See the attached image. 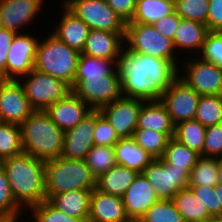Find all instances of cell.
Instances as JSON below:
<instances>
[{
  "label": "cell",
  "instance_id": "obj_51",
  "mask_svg": "<svg viewBox=\"0 0 222 222\" xmlns=\"http://www.w3.org/2000/svg\"><path fill=\"white\" fill-rule=\"evenodd\" d=\"M218 185H222V156L217 157Z\"/></svg>",
  "mask_w": 222,
  "mask_h": 222
},
{
  "label": "cell",
  "instance_id": "obj_45",
  "mask_svg": "<svg viewBox=\"0 0 222 222\" xmlns=\"http://www.w3.org/2000/svg\"><path fill=\"white\" fill-rule=\"evenodd\" d=\"M200 201L206 205L209 214L214 219H221V207L217 206V197L214 188L207 186H188Z\"/></svg>",
  "mask_w": 222,
  "mask_h": 222
},
{
  "label": "cell",
  "instance_id": "obj_20",
  "mask_svg": "<svg viewBox=\"0 0 222 222\" xmlns=\"http://www.w3.org/2000/svg\"><path fill=\"white\" fill-rule=\"evenodd\" d=\"M88 222H131L122 197L94 188L90 195Z\"/></svg>",
  "mask_w": 222,
  "mask_h": 222
},
{
  "label": "cell",
  "instance_id": "obj_52",
  "mask_svg": "<svg viewBox=\"0 0 222 222\" xmlns=\"http://www.w3.org/2000/svg\"><path fill=\"white\" fill-rule=\"evenodd\" d=\"M0 222H16L10 219H0Z\"/></svg>",
  "mask_w": 222,
  "mask_h": 222
},
{
  "label": "cell",
  "instance_id": "obj_34",
  "mask_svg": "<svg viewBox=\"0 0 222 222\" xmlns=\"http://www.w3.org/2000/svg\"><path fill=\"white\" fill-rule=\"evenodd\" d=\"M200 157L195 151L180 143L174 137L170 138L162 159L177 168H185L189 173Z\"/></svg>",
  "mask_w": 222,
  "mask_h": 222
},
{
  "label": "cell",
  "instance_id": "obj_26",
  "mask_svg": "<svg viewBox=\"0 0 222 222\" xmlns=\"http://www.w3.org/2000/svg\"><path fill=\"white\" fill-rule=\"evenodd\" d=\"M172 201L184 222H209L214 220L206 205L196 197L190 187L179 190Z\"/></svg>",
  "mask_w": 222,
  "mask_h": 222
},
{
  "label": "cell",
  "instance_id": "obj_4",
  "mask_svg": "<svg viewBox=\"0 0 222 222\" xmlns=\"http://www.w3.org/2000/svg\"><path fill=\"white\" fill-rule=\"evenodd\" d=\"M44 165L46 200L67 191L96 188V178L85 160H69L59 156L44 161Z\"/></svg>",
  "mask_w": 222,
  "mask_h": 222
},
{
  "label": "cell",
  "instance_id": "obj_7",
  "mask_svg": "<svg viewBox=\"0 0 222 222\" xmlns=\"http://www.w3.org/2000/svg\"><path fill=\"white\" fill-rule=\"evenodd\" d=\"M19 82L24 88L30 106L35 111H45L72 91L61 79L35 69L21 77Z\"/></svg>",
  "mask_w": 222,
  "mask_h": 222
},
{
  "label": "cell",
  "instance_id": "obj_21",
  "mask_svg": "<svg viewBox=\"0 0 222 222\" xmlns=\"http://www.w3.org/2000/svg\"><path fill=\"white\" fill-rule=\"evenodd\" d=\"M124 37L125 32L90 29L81 53L102 59L119 60L125 48Z\"/></svg>",
  "mask_w": 222,
  "mask_h": 222
},
{
  "label": "cell",
  "instance_id": "obj_8",
  "mask_svg": "<svg viewBox=\"0 0 222 222\" xmlns=\"http://www.w3.org/2000/svg\"><path fill=\"white\" fill-rule=\"evenodd\" d=\"M62 4L90 29L125 32L126 23L105 0H63Z\"/></svg>",
  "mask_w": 222,
  "mask_h": 222
},
{
  "label": "cell",
  "instance_id": "obj_11",
  "mask_svg": "<svg viewBox=\"0 0 222 222\" xmlns=\"http://www.w3.org/2000/svg\"><path fill=\"white\" fill-rule=\"evenodd\" d=\"M72 91L94 110L123 96L119 69L103 78H85Z\"/></svg>",
  "mask_w": 222,
  "mask_h": 222
},
{
  "label": "cell",
  "instance_id": "obj_1",
  "mask_svg": "<svg viewBox=\"0 0 222 222\" xmlns=\"http://www.w3.org/2000/svg\"><path fill=\"white\" fill-rule=\"evenodd\" d=\"M179 68L170 60L123 49L118 62L123 96L160 100L161 94L178 78Z\"/></svg>",
  "mask_w": 222,
  "mask_h": 222
},
{
  "label": "cell",
  "instance_id": "obj_5",
  "mask_svg": "<svg viewBox=\"0 0 222 222\" xmlns=\"http://www.w3.org/2000/svg\"><path fill=\"white\" fill-rule=\"evenodd\" d=\"M80 52L50 33L38 41L34 69L61 79L73 89Z\"/></svg>",
  "mask_w": 222,
  "mask_h": 222
},
{
  "label": "cell",
  "instance_id": "obj_46",
  "mask_svg": "<svg viewBox=\"0 0 222 222\" xmlns=\"http://www.w3.org/2000/svg\"><path fill=\"white\" fill-rule=\"evenodd\" d=\"M181 19L182 18L174 11L170 15L159 19L153 26L160 34L173 41Z\"/></svg>",
  "mask_w": 222,
  "mask_h": 222
},
{
  "label": "cell",
  "instance_id": "obj_14",
  "mask_svg": "<svg viewBox=\"0 0 222 222\" xmlns=\"http://www.w3.org/2000/svg\"><path fill=\"white\" fill-rule=\"evenodd\" d=\"M35 110L19 80L0 79V121L21 125Z\"/></svg>",
  "mask_w": 222,
  "mask_h": 222
},
{
  "label": "cell",
  "instance_id": "obj_37",
  "mask_svg": "<svg viewBox=\"0 0 222 222\" xmlns=\"http://www.w3.org/2000/svg\"><path fill=\"white\" fill-rule=\"evenodd\" d=\"M23 152L21 127L12 123H0V162Z\"/></svg>",
  "mask_w": 222,
  "mask_h": 222
},
{
  "label": "cell",
  "instance_id": "obj_16",
  "mask_svg": "<svg viewBox=\"0 0 222 222\" xmlns=\"http://www.w3.org/2000/svg\"><path fill=\"white\" fill-rule=\"evenodd\" d=\"M96 110H92L75 127L64 132L61 157L69 160H85L87 153L94 146Z\"/></svg>",
  "mask_w": 222,
  "mask_h": 222
},
{
  "label": "cell",
  "instance_id": "obj_33",
  "mask_svg": "<svg viewBox=\"0 0 222 222\" xmlns=\"http://www.w3.org/2000/svg\"><path fill=\"white\" fill-rule=\"evenodd\" d=\"M216 185H218L217 158L200 156L189 173L188 186L214 188Z\"/></svg>",
  "mask_w": 222,
  "mask_h": 222
},
{
  "label": "cell",
  "instance_id": "obj_18",
  "mask_svg": "<svg viewBox=\"0 0 222 222\" xmlns=\"http://www.w3.org/2000/svg\"><path fill=\"white\" fill-rule=\"evenodd\" d=\"M127 217L138 222L147 210L159 199L154 187L143 173H138L133 183L122 196Z\"/></svg>",
  "mask_w": 222,
  "mask_h": 222
},
{
  "label": "cell",
  "instance_id": "obj_22",
  "mask_svg": "<svg viewBox=\"0 0 222 222\" xmlns=\"http://www.w3.org/2000/svg\"><path fill=\"white\" fill-rule=\"evenodd\" d=\"M62 9L64 10L62 11V18L59 19L60 22H58V25L52 30V34L70 48L81 53L85 46L90 28L83 20L70 12L63 4Z\"/></svg>",
  "mask_w": 222,
  "mask_h": 222
},
{
  "label": "cell",
  "instance_id": "obj_32",
  "mask_svg": "<svg viewBox=\"0 0 222 222\" xmlns=\"http://www.w3.org/2000/svg\"><path fill=\"white\" fill-rule=\"evenodd\" d=\"M174 135L175 133H160L147 129H136L132 138L139 147L155 159L163 157L167 143Z\"/></svg>",
  "mask_w": 222,
  "mask_h": 222
},
{
  "label": "cell",
  "instance_id": "obj_31",
  "mask_svg": "<svg viewBox=\"0 0 222 222\" xmlns=\"http://www.w3.org/2000/svg\"><path fill=\"white\" fill-rule=\"evenodd\" d=\"M205 134L206 128L194 119L178 123L175 126L174 138L200 156H203Z\"/></svg>",
  "mask_w": 222,
  "mask_h": 222
},
{
  "label": "cell",
  "instance_id": "obj_50",
  "mask_svg": "<svg viewBox=\"0 0 222 222\" xmlns=\"http://www.w3.org/2000/svg\"><path fill=\"white\" fill-rule=\"evenodd\" d=\"M214 192L217 197V206L221 207V219H222V185H216L214 187Z\"/></svg>",
  "mask_w": 222,
  "mask_h": 222
},
{
  "label": "cell",
  "instance_id": "obj_10",
  "mask_svg": "<svg viewBox=\"0 0 222 222\" xmlns=\"http://www.w3.org/2000/svg\"><path fill=\"white\" fill-rule=\"evenodd\" d=\"M142 173L154 187L159 200H172L179 190L188 187L189 172L167 164L162 158L153 159Z\"/></svg>",
  "mask_w": 222,
  "mask_h": 222
},
{
  "label": "cell",
  "instance_id": "obj_12",
  "mask_svg": "<svg viewBox=\"0 0 222 222\" xmlns=\"http://www.w3.org/2000/svg\"><path fill=\"white\" fill-rule=\"evenodd\" d=\"M24 33L15 35L9 48L6 69L0 74V79L19 80L34 69L39 39Z\"/></svg>",
  "mask_w": 222,
  "mask_h": 222
},
{
  "label": "cell",
  "instance_id": "obj_24",
  "mask_svg": "<svg viewBox=\"0 0 222 222\" xmlns=\"http://www.w3.org/2000/svg\"><path fill=\"white\" fill-rule=\"evenodd\" d=\"M208 31L207 26L202 23L181 19L172 41L175 51H185L186 55L187 53L191 55L193 51L196 53L197 50L200 54Z\"/></svg>",
  "mask_w": 222,
  "mask_h": 222
},
{
  "label": "cell",
  "instance_id": "obj_15",
  "mask_svg": "<svg viewBox=\"0 0 222 222\" xmlns=\"http://www.w3.org/2000/svg\"><path fill=\"white\" fill-rule=\"evenodd\" d=\"M145 100L122 96L100 109L110 122L119 138L133 136L138 123V116Z\"/></svg>",
  "mask_w": 222,
  "mask_h": 222
},
{
  "label": "cell",
  "instance_id": "obj_48",
  "mask_svg": "<svg viewBox=\"0 0 222 222\" xmlns=\"http://www.w3.org/2000/svg\"><path fill=\"white\" fill-rule=\"evenodd\" d=\"M206 26L209 31H222V0H209Z\"/></svg>",
  "mask_w": 222,
  "mask_h": 222
},
{
  "label": "cell",
  "instance_id": "obj_3",
  "mask_svg": "<svg viewBox=\"0 0 222 222\" xmlns=\"http://www.w3.org/2000/svg\"><path fill=\"white\" fill-rule=\"evenodd\" d=\"M20 127L24 152L43 161L61 155L64 132L45 111H34Z\"/></svg>",
  "mask_w": 222,
  "mask_h": 222
},
{
  "label": "cell",
  "instance_id": "obj_2",
  "mask_svg": "<svg viewBox=\"0 0 222 222\" xmlns=\"http://www.w3.org/2000/svg\"><path fill=\"white\" fill-rule=\"evenodd\" d=\"M3 166L15 202L27 210L46 200L45 165L26 152L6 158Z\"/></svg>",
  "mask_w": 222,
  "mask_h": 222
},
{
  "label": "cell",
  "instance_id": "obj_9",
  "mask_svg": "<svg viewBox=\"0 0 222 222\" xmlns=\"http://www.w3.org/2000/svg\"><path fill=\"white\" fill-rule=\"evenodd\" d=\"M189 57L190 55L185 56V64L182 63L185 73H180V68L178 77L199 95H222V70L195 54Z\"/></svg>",
  "mask_w": 222,
  "mask_h": 222
},
{
  "label": "cell",
  "instance_id": "obj_36",
  "mask_svg": "<svg viewBox=\"0 0 222 222\" xmlns=\"http://www.w3.org/2000/svg\"><path fill=\"white\" fill-rule=\"evenodd\" d=\"M92 175L97 179L116 163L115 149L110 146L94 145L85 158Z\"/></svg>",
  "mask_w": 222,
  "mask_h": 222
},
{
  "label": "cell",
  "instance_id": "obj_41",
  "mask_svg": "<svg viewBox=\"0 0 222 222\" xmlns=\"http://www.w3.org/2000/svg\"><path fill=\"white\" fill-rule=\"evenodd\" d=\"M28 210L31 212L33 222H84L82 219L64 214L48 200H44Z\"/></svg>",
  "mask_w": 222,
  "mask_h": 222
},
{
  "label": "cell",
  "instance_id": "obj_23",
  "mask_svg": "<svg viewBox=\"0 0 222 222\" xmlns=\"http://www.w3.org/2000/svg\"><path fill=\"white\" fill-rule=\"evenodd\" d=\"M167 108L160 100L144 101L139 112L136 129H147L160 133H175Z\"/></svg>",
  "mask_w": 222,
  "mask_h": 222
},
{
  "label": "cell",
  "instance_id": "obj_43",
  "mask_svg": "<svg viewBox=\"0 0 222 222\" xmlns=\"http://www.w3.org/2000/svg\"><path fill=\"white\" fill-rule=\"evenodd\" d=\"M94 145L114 147L120 140L110 122L100 110H96V125L94 130Z\"/></svg>",
  "mask_w": 222,
  "mask_h": 222
},
{
  "label": "cell",
  "instance_id": "obj_27",
  "mask_svg": "<svg viewBox=\"0 0 222 222\" xmlns=\"http://www.w3.org/2000/svg\"><path fill=\"white\" fill-rule=\"evenodd\" d=\"M138 172L116 164L96 179V188L104 193L122 197Z\"/></svg>",
  "mask_w": 222,
  "mask_h": 222
},
{
  "label": "cell",
  "instance_id": "obj_44",
  "mask_svg": "<svg viewBox=\"0 0 222 222\" xmlns=\"http://www.w3.org/2000/svg\"><path fill=\"white\" fill-rule=\"evenodd\" d=\"M222 156V123L206 128L203 157Z\"/></svg>",
  "mask_w": 222,
  "mask_h": 222
},
{
  "label": "cell",
  "instance_id": "obj_47",
  "mask_svg": "<svg viewBox=\"0 0 222 222\" xmlns=\"http://www.w3.org/2000/svg\"><path fill=\"white\" fill-rule=\"evenodd\" d=\"M115 13L125 22L134 16L137 0H105Z\"/></svg>",
  "mask_w": 222,
  "mask_h": 222
},
{
  "label": "cell",
  "instance_id": "obj_40",
  "mask_svg": "<svg viewBox=\"0 0 222 222\" xmlns=\"http://www.w3.org/2000/svg\"><path fill=\"white\" fill-rule=\"evenodd\" d=\"M174 11L186 20H194L206 25L209 0H175Z\"/></svg>",
  "mask_w": 222,
  "mask_h": 222
},
{
  "label": "cell",
  "instance_id": "obj_30",
  "mask_svg": "<svg viewBox=\"0 0 222 222\" xmlns=\"http://www.w3.org/2000/svg\"><path fill=\"white\" fill-rule=\"evenodd\" d=\"M174 12L171 0H137L134 16L127 23L154 24Z\"/></svg>",
  "mask_w": 222,
  "mask_h": 222
},
{
  "label": "cell",
  "instance_id": "obj_42",
  "mask_svg": "<svg viewBox=\"0 0 222 222\" xmlns=\"http://www.w3.org/2000/svg\"><path fill=\"white\" fill-rule=\"evenodd\" d=\"M197 56L214 63L222 70V31H208L202 50Z\"/></svg>",
  "mask_w": 222,
  "mask_h": 222
},
{
  "label": "cell",
  "instance_id": "obj_17",
  "mask_svg": "<svg viewBox=\"0 0 222 222\" xmlns=\"http://www.w3.org/2000/svg\"><path fill=\"white\" fill-rule=\"evenodd\" d=\"M43 2L44 0H0V28L23 33L22 28L34 21Z\"/></svg>",
  "mask_w": 222,
  "mask_h": 222
},
{
  "label": "cell",
  "instance_id": "obj_19",
  "mask_svg": "<svg viewBox=\"0 0 222 222\" xmlns=\"http://www.w3.org/2000/svg\"><path fill=\"white\" fill-rule=\"evenodd\" d=\"M92 110L71 91L63 99L49 106L45 112L63 132H66L81 122Z\"/></svg>",
  "mask_w": 222,
  "mask_h": 222
},
{
  "label": "cell",
  "instance_id": "obj_6",
  "mask_svg": "<svg viewBox=\"0 0 222 222\" xmlns=\"http://www.w3.org/2000/svg\"><path fill=\"white\" fill-rule=\"evenodd\" d=\"M124 42L128 51L170 60L178 67L182 66L172 40L160 34L152 24L126 23Z\"/></svg>",
  "mask_w": 222,
  "mask_h": 222
},
{
  "label": "cell",
  "instance_id": "obj_35",
  "mask_svg": "<svg viewBox=\"0 0 222 222\" xmlns=\"http://www.w3.org/2000/svg\"><path fill=\"white\" fill-rule=\"evenodd\" d=\"M194 119L205 128L222 123V95H200Z\"/></svg>",
  "mask_w": 222,
  "mask_h": 222
},
{
  "label": "cell",
  "instance_id": "obj_13",
  "mask_svg": "<svg viewBox=\"0 0 222 222\" xmlns=\"http://www.w3.org/2000/svg\"><path fill=\"white\" fill-rule=\"evenodd\" d=\"M200 95L179 77L161 94L173 123L194 120Z\"/></svg>",
  "mask_w": 222,
  "mask_h": 222
},
{
  "label": "cell",
  "instance_id": "obj_38",
  "mask_svg": "<svg viewBox=\"0 0 222 222\" xmlns=\"http://www.w3.org/2000/svg\"><path fill=\"white\" fill-rule=\"evenodd\" d=\"M24 210L15 202L3 166L0 164V219L20 222Z\"/></svg>",
  "mask_w": 222,
  "mask_h": 222
},
{
  "label": "cell",
  "instance_id": "obj_53",
  "mask_svg": "<svg viewBox=\"0 0 222 222\" xmlns=\"http://www.w3.org/2000/svg\"><path fill=\"white\" fill-rule=\"evenodd\" d=\"M209 222H222V219H214V220L209 221Z\"/></svg>",
  "mask_w": 222,
  "mask_h": 222
},
{
  "label": "cell",
  "instance_id": "obj_28",
  "mask_svg": "<svg viewBox=\"0 0 222 222\" xmlns=\"http://www.w3.org/2000/svg\"><path fill=\"white\" fill-rule=\"evenodd\" d=\"M116 163L142 173L144 168L153 158L141 147H139L132 137L120 138L114 146Z\"/></svg>",
  "mask_w": 222,
  "mask_h": 222
},
{
  "label": "cell",
  "instance_id": "obj_25",
  "mask_svg": "<svg viewBox=\"0 0 222 222\" xmlns=\"http://www.w3.org/2000/svg\"><path fill=\"white\" fill-rule=\"evenodd\" d=\"M92 190H73L53 195L48 201L64 214L88 222Z\"/></svg>",
  "mask_w": 222,
  "mask_h": 222
},
{
  "label": "cell",
  "instance_id": "obj_49",
  "mask_svg": "<svg viewBox=\"0 0 222 222\" xmlns=\"http://www.w3.org/2000/svg\"><path fill=\"white\" fill-rule=\"evenodd\" d=\"M17 33L0 28V74L6 69L9 48Z\"/></svg>",
  "mask_w": 222,
  "mask_h": 222
},
{
  "label": "cell",
  "instance_id": "obj_29",
  "mask_svg": "<svg viewBox=\"0 0 222 222\" xmlns=\"http://www.w3.org/2000/svg\"><path fill=\"white\" fill-rule=\"evenodd\" d=\"M118 62L119 60L102 59L80 53L73 88L85 78H103L110 75L117 69Z\"/></svg>",
  "mask_w": 222,
  "mask_h": 222
},
{
  "label": "cell",
  "instance_id": "obj_39",
  "mask_svg": "<svg viewBox=\"0 0 222 222\" xmlns=\"http://www.w3.org/2000/svg\"><path fill=\"white\" fill-rule=\"evenodd\" d=\"M138 222H184L172 200H158Z\"/></svg>",
  "mask_w": 222,
  "mask_h": 222
}]
</instances>
